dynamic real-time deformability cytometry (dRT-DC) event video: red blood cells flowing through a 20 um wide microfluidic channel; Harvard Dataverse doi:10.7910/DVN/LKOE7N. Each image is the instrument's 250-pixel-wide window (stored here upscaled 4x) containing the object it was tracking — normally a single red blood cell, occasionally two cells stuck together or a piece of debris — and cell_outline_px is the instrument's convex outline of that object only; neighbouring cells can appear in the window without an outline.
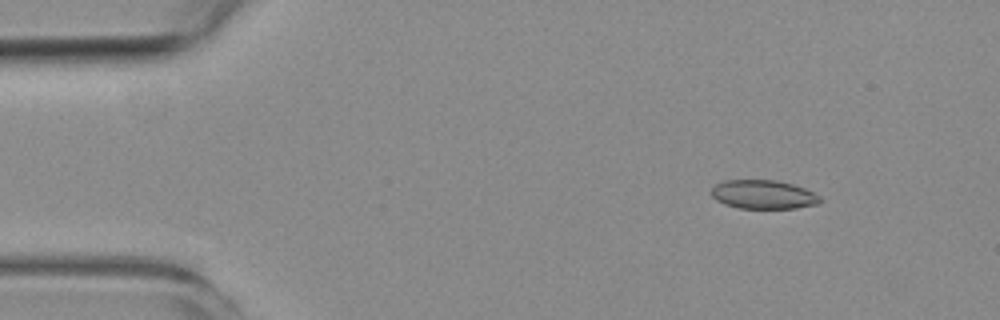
{"species": "common noctule bat (a hibernating species)", "species_latin": "Nyctalus noctula", "temperature_condition": "room temperature", "stored_images_in_passage": 6, "camera_frame_rate_fps": 3000, "um_per_image_px": 0.085, "animal": {"sex": "female", "body_mass_g": 19.3, "forearm_length_mm": 54.1}, "frame": {"image": 1, "passage_image": 1, "time_ms": 0.0, "image_size_px": [1000, 320], "cell_outline_px": [[824, 200], [820, 204], [796, 208], [740, 208], [724, 204], [716, 200], [712, 196], [712, 188], [716, 184], [724, 180], [776, 180], [792, 184], [804, 188], [820, 196]], "centroid_in_image_um": [64.91, 16.54], "position_along_channel_um": 20.1, "area_um2": 18.32}}
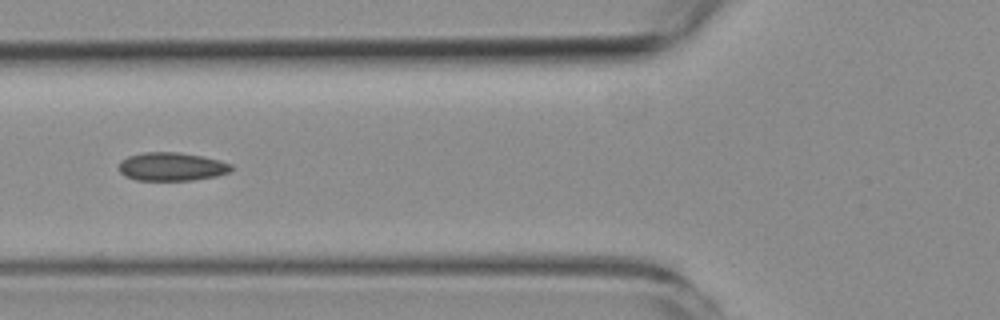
{"frame": {"image": 2, "passage_image": 5, "time_ms": 4.667, "image_size_px": [1000, 320], "cell_outline_px": [[232, 168], [228, 172], [216, 176], [192, 180], [136, 180], [124, 176], [120, 172], [120, 160], [128, 156], [144, 152], [180, 152], [200, 156], [232, 164]], "centroid_in_image_um": [14.55, 14.16], "position_along_channel_um": 111.3, "area_um2": 18.44}}
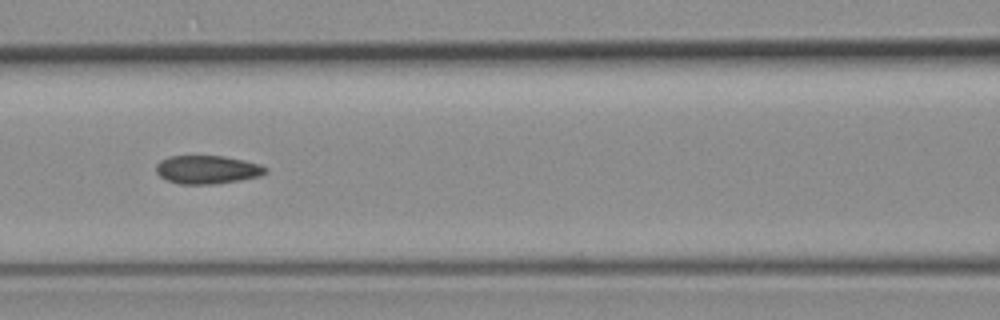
{"frame": {"image": 3, "passage_image": 6, "time_ms": 5.667, "image_size_px": [1000, 320], "cell_outline_px": [[268, 172], [260, 176], [240, 180], [216, 184], [180, 184], [168, 180], [160, 176], [156, 172], [156, 164], [160, 160], [168, 156], [224, 156], [244, 160], [260, 164], [268, 168]], "centroid_in_image_um": [17.64, 14.41], "position_along_channel_um": 149.0, "area_um2": 18.21}}